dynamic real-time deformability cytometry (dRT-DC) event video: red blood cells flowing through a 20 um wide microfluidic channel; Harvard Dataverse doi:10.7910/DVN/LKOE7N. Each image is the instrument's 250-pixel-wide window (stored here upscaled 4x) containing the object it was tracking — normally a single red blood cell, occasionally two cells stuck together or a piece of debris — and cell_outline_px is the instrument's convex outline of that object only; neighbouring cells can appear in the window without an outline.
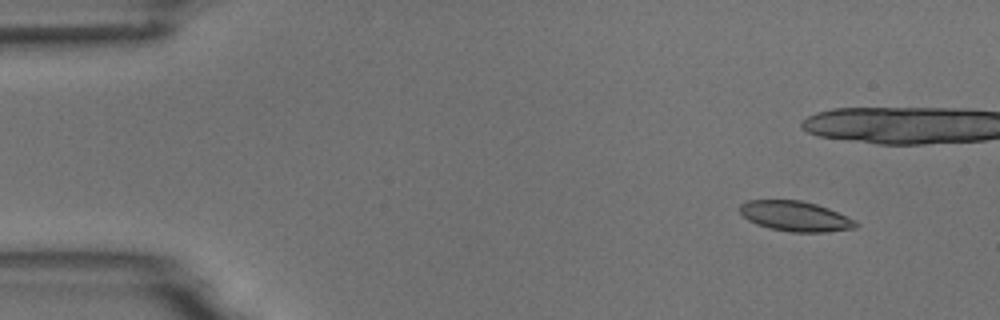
{"species": "common noctule bat (a hibernating species)", "species_latin": "Nyctalus noctula", "temperature_condition": "room temperature", "stored_images_in_passage": 8, "camera_frame_rate_fps": 3000, "um_per_image_px": 0.085, "animal": {"sex": "male", "body_mass_g": 18.8}, "frame": {"image": 1, "passage_image": 2, "time_ms": 1.0, "image_size_px": [1000, 320], "cell_outline_px": [[860, 224], [856, 228], [828, 232], [792, 232], [768, 228], [756, 224], [748, 220], [740, 212], [740, 204], [748, 200], [800, 200], [816, 204], [828, 208], [856, 220]], "centroid_in_image_um": [67.63, 18.38], "position_along_channel_um": 17.4, "area_um2": 20.46}}